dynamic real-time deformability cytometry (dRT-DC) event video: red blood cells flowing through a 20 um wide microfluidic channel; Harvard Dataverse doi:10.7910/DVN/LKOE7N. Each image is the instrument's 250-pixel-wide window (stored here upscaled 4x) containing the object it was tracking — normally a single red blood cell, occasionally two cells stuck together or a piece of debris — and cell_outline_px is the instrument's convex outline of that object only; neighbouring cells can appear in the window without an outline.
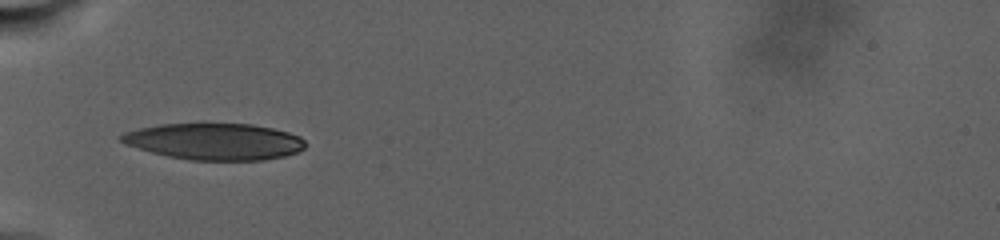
{"species": "human", "species_latin": "Homo sapiens", "temperature_condition": "warm", "stored_images_in_passage": 58, "camera_frame_rate_fps": 3000, "um_per_image_px": 0.085, "donor": {"sex": "male"}, "frame": {"image": 1, "passage_image": 1, "time_ms": 0.0, "image_size_px": [1000, 240], "cell_outline_px": [[304, 148], [296, 152], [284, 156], [264, 160], [188, 160], [168, 156], [152, 152], [124, 144], [120, 140], [120, 136], [124, 132], [140, 128], [160, 124], [200, 120], [204, 120], [252, 124], [272, 128], [288, 132], [300, 136], [304, 140]], "centroid_in_image_um": [18.2, 11.97], "position_along_channel_um": 66.8, "area_um2": 40.4}}
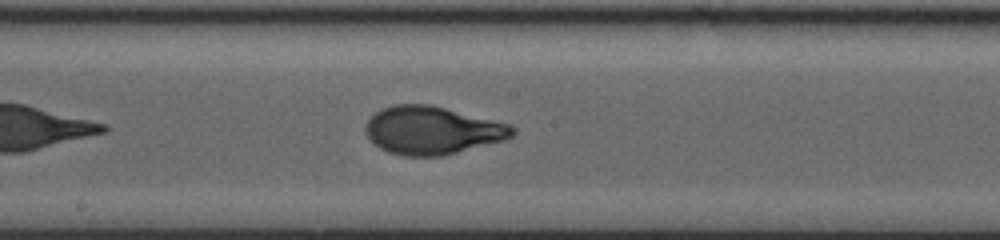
{"frame": {"image": 2, "passage_image": 19, "time_ms": 6.333, "image_size_px": [1000, 240], "cell_outline_px": [[516, 132], [512, 136], [504, 140], [444, 156], [404, 156], [388, 152], [380, 148], [364, 132], [364, 124], [376, 112], [392, 104], [432, 104], [512, 124], [516, 128]], "centroid_in_image_um": [36.77, 11.07], "position_along_channel_um": 211.4, "area_um2": 41.44}}
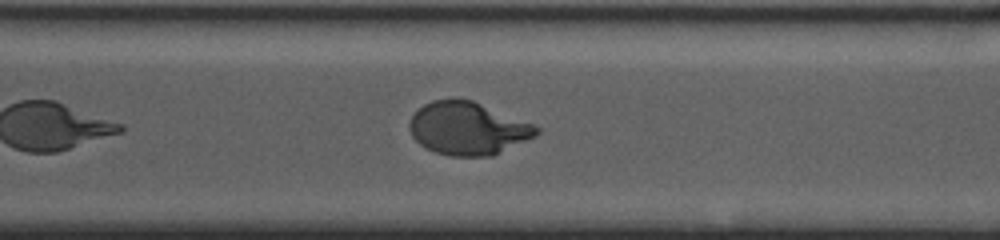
{"frame": {"image": 3, "passage_image": 34, "time_ms": 11.333, "image_size_px": [1000, 240], "cell_outline_px": [[540, 132], [536, 136], [492, 156], [448, 156], [424, 148], [412, 136], [408, 128], [408, 124], [412, 116], [424, 104], [432, 100], [472, 100], [532, 124], [540, 128]], "centroid_in_image_um": [39.75, 10.94], "position_along_channel_um": 330.9, "area_um2": 38.73}, "authors_computed_cell_mechanics": {"area_um2": 40.3155, "velocity_mm_per_s": 2.3969, "shape_relaxation_time_tau1_ms": 6.6133, "shape_relaxation_time_tau2_ms": null, "deformation_change_tau1": 0.2635, "deformation_change_tau2": null}}